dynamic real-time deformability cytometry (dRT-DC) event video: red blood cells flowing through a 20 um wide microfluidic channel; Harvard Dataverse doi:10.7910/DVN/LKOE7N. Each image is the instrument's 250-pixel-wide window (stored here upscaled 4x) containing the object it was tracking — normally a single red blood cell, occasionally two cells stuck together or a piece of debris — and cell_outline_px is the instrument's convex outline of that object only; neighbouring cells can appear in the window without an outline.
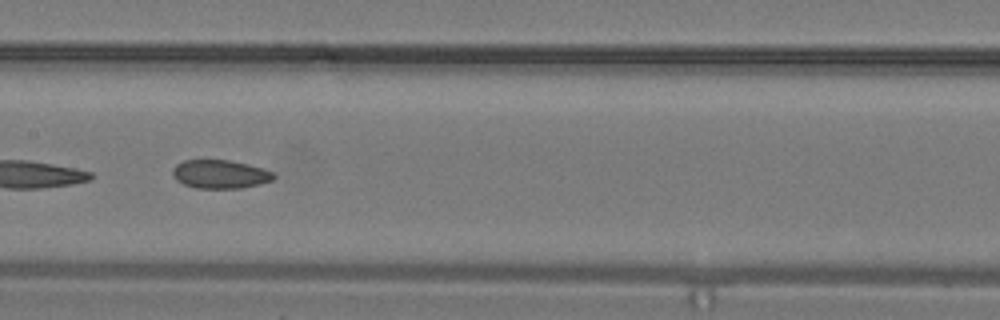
{"species": "common noctule bat (a hibernating species)", "species_latin": "Nyctalus noctula", "temperature_condition": "warm", "stored_images_in_passage": 18, "camera_frame_rate_fps": 3000, "um_per_image_px": 0.085, "animal": {"sex": "male", "body_mass_g": 19.2, "forearm_length_mm": 51.8}, "frame": {"image": 1, "passage_image": 13, "time_ms": 4.0, "image_size_px": [1000, 320], "cell_outline_px": [[276, 176], [272, 180], [260, 184], [240, 188], [196, 188], [184, 184], [176, 180], [172, 172], [172, 168], [176, 164], [184, 160], [228, 160], [248, 164], [264, 168], [272, 172]], "centroid_in_image_um": [18.71, 14.8], "position_along_channel_um": 188.7, "area_um2": 16.82}}